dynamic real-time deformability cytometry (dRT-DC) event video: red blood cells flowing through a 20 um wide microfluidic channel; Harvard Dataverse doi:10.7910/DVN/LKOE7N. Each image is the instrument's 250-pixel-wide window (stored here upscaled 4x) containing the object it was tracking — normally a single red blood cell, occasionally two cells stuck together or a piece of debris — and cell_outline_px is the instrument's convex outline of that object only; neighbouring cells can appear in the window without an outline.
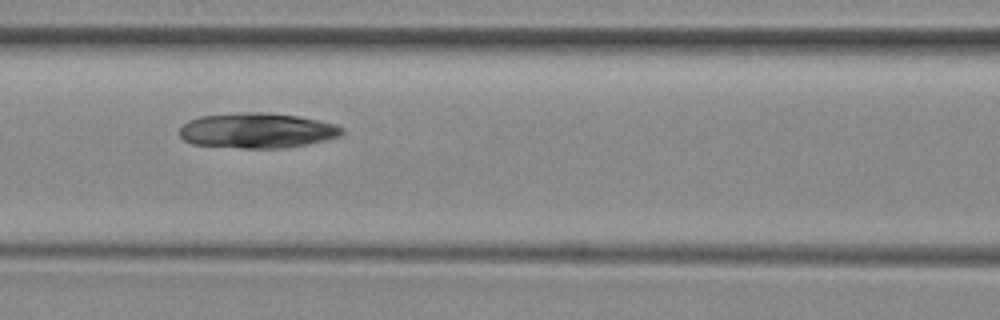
{"species": "common noctule bat (a hibernating species)", "species_latin": "Nyctalus noctula", "temperature_condition": "room temperature", "stored_images_in_passage": 3, "camera_frame_rate_fps": 3000, "um_per_image_px": 0.085, "animal": {"sex": "female", "body_mass_g": 29.2, "forearm_length_mm": 56.3}, "frame": {"image": 1, "passage_image": 3, "time_ms": 2.667, "image_size_px": [1000, 320], "cell_outline_px": [[344, 132], [340, 136], [324, 140], [288, 148], [240, 148], [192, 144], [184, 140], [180, 136], [180, 128], [188, 120], [200, 116], [244, 112], [264, 112], [300, 116], [336, 124], [344, 128]], "centroid_in_image_um": [21.87, 11.09], "position_along_channel_um": 144.7, "area_um2": 33.47}}